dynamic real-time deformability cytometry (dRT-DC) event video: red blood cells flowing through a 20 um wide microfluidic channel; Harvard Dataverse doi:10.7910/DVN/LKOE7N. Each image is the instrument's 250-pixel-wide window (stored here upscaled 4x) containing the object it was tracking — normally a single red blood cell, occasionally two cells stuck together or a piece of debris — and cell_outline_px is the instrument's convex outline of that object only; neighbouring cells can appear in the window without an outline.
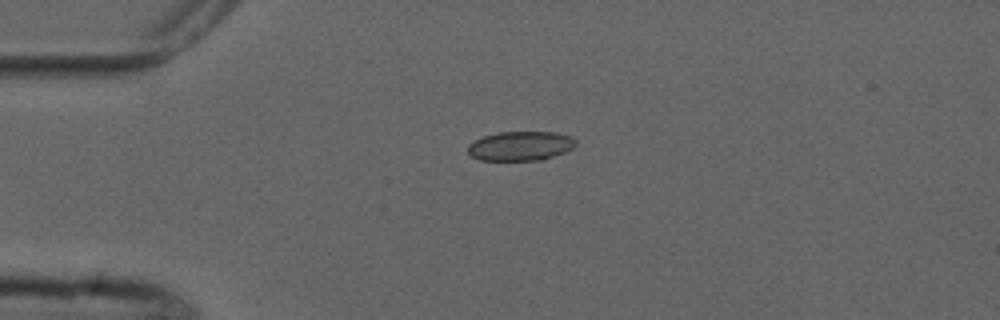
{"species": "common noctule bat (a hibernating species)", "species_latin": "Nyctalus noctula", "temperature_condition": "cold", "stored_images_in_passage": 2, "camera_frame_rate_fps": 3000, "um_per_image_px": 0.085, "animal": {"sex": "male", "forearm_length_mm": 52.5}, "frame": {"image": 1, "passage_image": 1, "time_ms": 0.0, "image_size_px": [1000, 320], "cell_outline_px": [[576, 144], [572, 148], [564, 152], [544, 160], [480, 160], [472, 156], [468, 152], [468, 144], [484, 136], [496, 132], [556, 132], [572, 136], [576, 140]], "centroid_in_image_um": [44.26, 12.4], "position_along_channel_um": 40.7, "area_um2": 18.5}}